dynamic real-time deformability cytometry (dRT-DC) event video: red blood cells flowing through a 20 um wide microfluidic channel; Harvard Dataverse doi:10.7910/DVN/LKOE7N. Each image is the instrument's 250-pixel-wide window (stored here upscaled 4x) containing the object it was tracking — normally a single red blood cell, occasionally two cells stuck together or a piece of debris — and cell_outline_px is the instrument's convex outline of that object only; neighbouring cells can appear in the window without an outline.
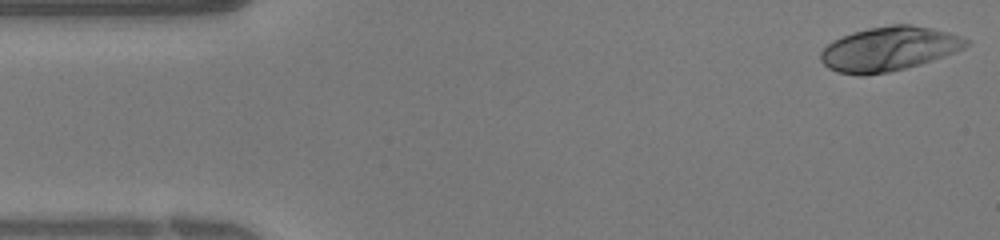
{"species": "human", "species_latin": "Homo sapiens", "temperature_condition": "warm", "stored_images_in_passage": 38, "camera_frame_rate_fps": 3000, "um_per_image_px": 0.085, "donor": {"sex": "female"}, "frame": {"image": 1, "passage_image": 1, "time_ms": 0.0, "image_size_px": [1000, 240], "cell_outline_px": [[972, 44], [964, 48], [932, 60], [920, 64], [888, 72], [864, 76], [856, 76], [836, 72], [828, 68], [820, 60], [820, 52], [832, 40], [852, 32], [868, 28], [892, 24], [908, 24], [932, 28], [948, 32], [960, 36], [968, 40]], "centroid_in_image_um": [75.52, 4.16], "position_along_channel_um": 9.5, "area_um2": 37.63}}
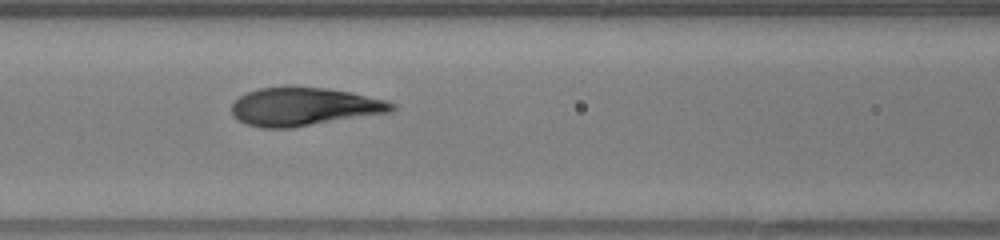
{"frame": {"image": 2, "passage_image": 15, "time_ms": 4.667, "image_size_px": [1000, 240], "cell_outline_px": [[396, 108], [392, 112], [292, 128], [260, 128], [248, 124], [232, 116], [232, 104], [240, 96], [248, 92], [260, 88], [284, 84], [288, 84], [328, 88], [352, 92], [388, 100], [396, 104]], "centroid_in_image_um": [25.88, 9.04], "position_along_channel_um": 140.7, "area_um2": 36.59}}
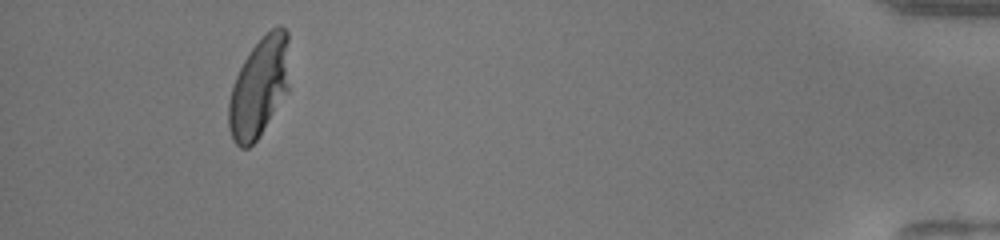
{"frame": {"image": 3, "passage_image": 35, "time_ms": 11.333, "image_size_px": [1000, 240], "cell_outline_px": [[288, 92], [256, 140], [248, 148], [240, 148], [232, 140], [228, 128], [228, 104], [232, 88], [236, 76], [244, 60], [252, 48], [272, 28], [280, 24], [288, 32]], "centroid_in_image_um": [22.02, 7.44], "position_along_channel_um": 413.2, "area_um2": 35.08}}